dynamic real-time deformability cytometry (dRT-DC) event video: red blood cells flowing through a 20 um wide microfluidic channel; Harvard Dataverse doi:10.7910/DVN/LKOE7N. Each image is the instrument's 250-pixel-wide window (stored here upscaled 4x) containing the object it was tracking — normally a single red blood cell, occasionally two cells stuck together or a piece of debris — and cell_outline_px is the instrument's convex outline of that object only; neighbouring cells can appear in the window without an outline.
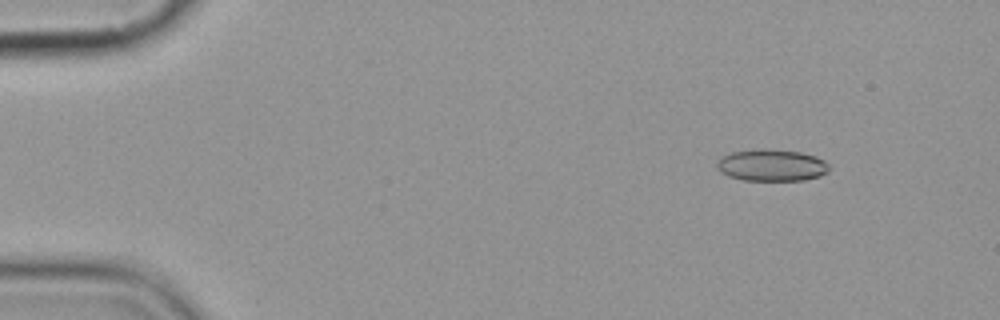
{"species": "common noctule bat (a hibernating species)", "species_latin": "Nyctalus noctula", "temperature_condition": "cold", "stored_images_in_passage": 5, "camera_frame_rate_fps": 3000, "um_per_image_px": 0.085, "animal": {"sex": "female", "body_mass_g": 19.9}, "frame": {"image": 1, "passage_image": 3, "time_ms": 2.0, "image_size_px": [1000, 320], "cell_outline_px": [[828, 172], [820, 176], [804, 180], [744, 180], [728, 176], [720, 172], [716, 168], [716, 164], [724, 156], [732, 152], [764, 148], [800, 152], [816, 156], [824, 160], [828, 164]], "centroid_in_image_um": [65.6, 14.05], "position_along_channel_um": 19.4, "area_um2": 20.75}}